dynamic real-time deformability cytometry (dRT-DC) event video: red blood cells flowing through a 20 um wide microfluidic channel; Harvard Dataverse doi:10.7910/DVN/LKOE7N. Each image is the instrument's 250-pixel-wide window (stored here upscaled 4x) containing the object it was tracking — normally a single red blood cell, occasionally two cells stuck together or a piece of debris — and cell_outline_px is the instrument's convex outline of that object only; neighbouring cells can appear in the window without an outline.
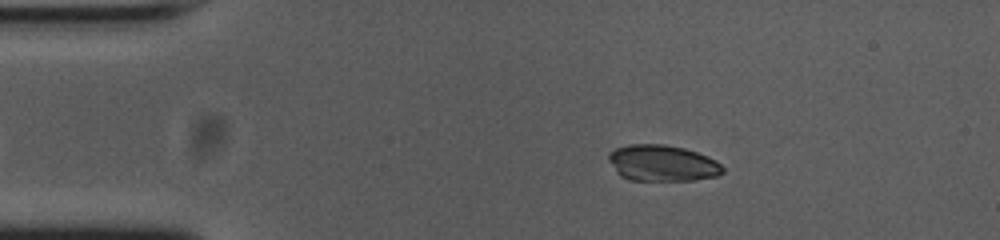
{"species": "common noctule bat (a hibernating species)", "species_latin": "Nyctalus noctula", "temperature_condition": "cold", "stored_images_in_passage": 16, "camera_frame_rate_fps": 3000, "um_per_image_px": 0.085, "animal": {"sex": "female", "body_mass_g": 23.0, "forearm_length_mm": 53.4}, "frame": {"image": 1, "passage_image": 9, "time_ms": 2.667, "image_size_px": [1000, 240], "cell_outline_px": [[724, 172], [716, 176], [692, 180], [628, 180], [620, 176], [616, 172], [608, 160], [608, 152], [616, 148], [628, 144], [664, 144], [684, 148], [696, 152], [716, 160], [724, 168]], "centroid_in_image_um": [56.26, 13.86], "position_along_channel_um": 28.7, "area_um2": 24.16}}